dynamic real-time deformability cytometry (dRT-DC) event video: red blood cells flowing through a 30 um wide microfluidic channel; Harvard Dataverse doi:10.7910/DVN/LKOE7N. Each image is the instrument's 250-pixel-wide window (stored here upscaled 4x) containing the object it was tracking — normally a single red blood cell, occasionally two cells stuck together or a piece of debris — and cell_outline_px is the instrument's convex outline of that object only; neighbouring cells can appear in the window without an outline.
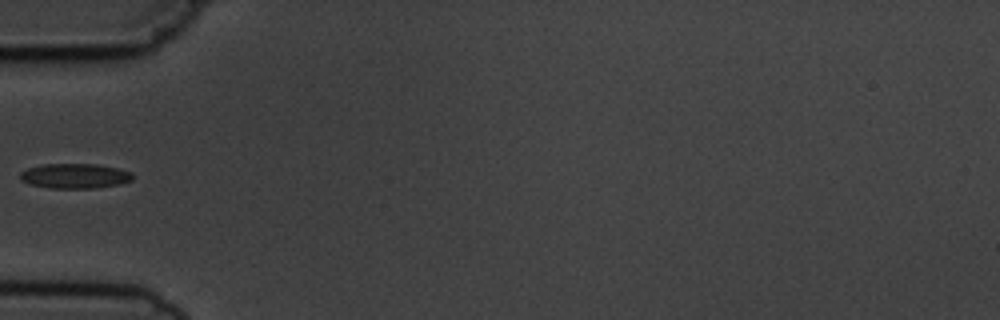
{"species": "common noctule bat (a hibernating species)", "species_latin": "Nyctalus noctula", "temperature_condition": "cold", "stored_images_in_passage": 1, "camera_frame_rate_fps": 3000, "um_per_image_px": 0.085, "animal": {"sex": "male", "body_mass_g": 19.5, "forearm_length_mm": 54.6}, "frame": {"image": 1, "passage_image": 1, "time_ms": 0.0, "image_size_px": [1000, 320], "cell_outline_px": [[132, 180], [120, 184], [92, 188], [52, 188], [28, 184], [20, 180], [20, 172], [28, 168], [44, 164], [96, 164], [116, 168], [132, 172]], "centroid_in_image_um": [6.34, 14.96], "position_along_channel_um": 78.7, "area_um2": 16.24}}